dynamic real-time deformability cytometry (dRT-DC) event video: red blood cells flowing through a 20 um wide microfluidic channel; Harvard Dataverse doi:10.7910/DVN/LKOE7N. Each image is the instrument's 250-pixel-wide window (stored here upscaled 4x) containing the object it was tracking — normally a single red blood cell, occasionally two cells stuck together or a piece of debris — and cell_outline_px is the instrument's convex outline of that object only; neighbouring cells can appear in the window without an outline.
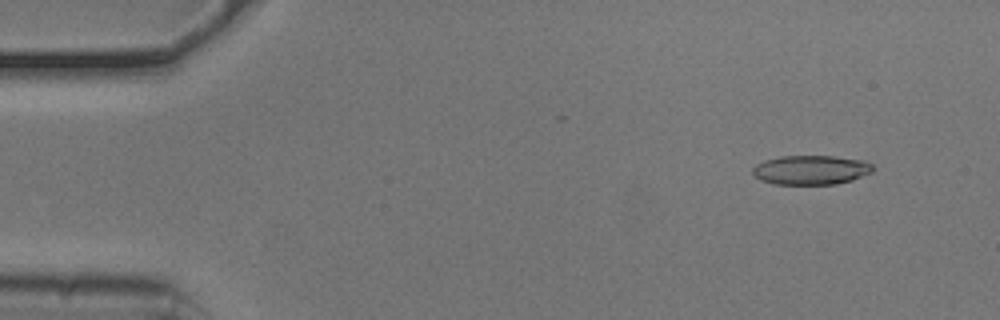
{"species": "common noctule bat (a hibernating species)", "species_latin": "Nyctalus noctula", "temperature_condition": "cold", "stored_images_in_passage": 49, "camera_frame_rate_fps": 3000, "um_per_image_px": 0.085, "animal": {"sex": "male", "body_mass_g": 20.5, "forearm_length_mm": 52.5}, "frame": {"image": 1, "passage_image": 1, "time_ms": 0.0, "image_size_px": [1000, 320], "cell_outline_px": [[876, 168], [872, 172], [852, 180], [836, 184], [772, 184], [760, 180], [752, 172], [752, 168], [756, 164], [764, 160], [780, 156], [836, 156], [864, 160], [872, 164]], "centroid_in_image_um": [68.95, 14.44], "position_along_channel_um": 16.1, "area_um2": 20.75}}
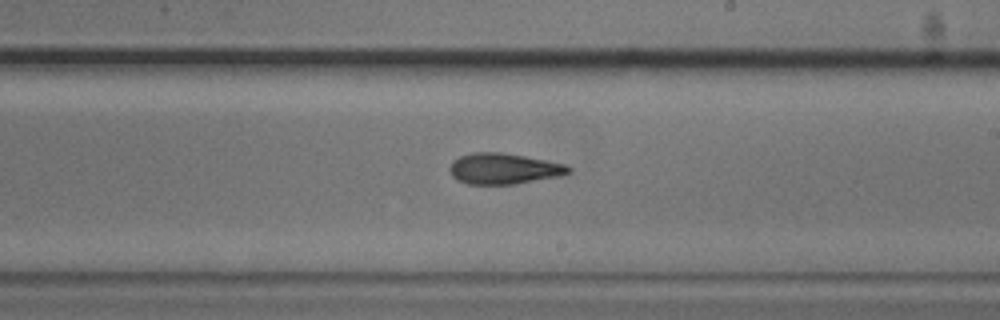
{"frame": {"image": 2, "passage_image": 27, "time_ms": 8.667, "image_size_px": [1000, 320], "cell_outline_px": [[572, 172], [560, 176], [516, 184], [468, 184], [452, 176], [448, 168], [452, 160], [460, 156], [472, 152], [504, 152], [564, 164], [572, 168]], "centroid_in_image_um": [42.81, 14.33], "position_along_channel_um": 246.2, "area_um2": 21.44}}
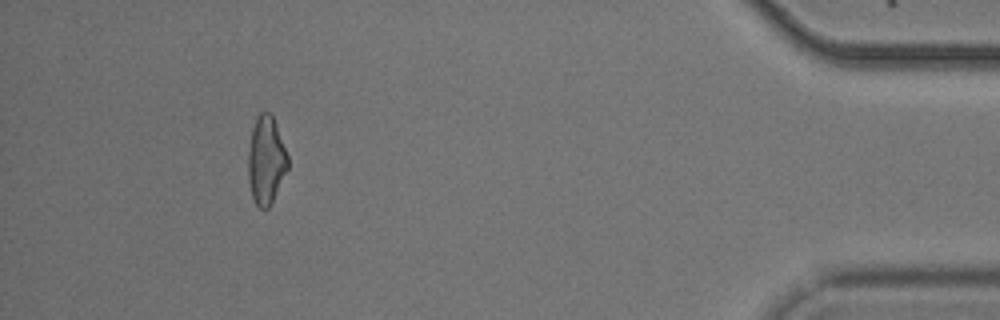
{"frame": {"image": 3, "passage_image": 45, "time_ms": 14.667, "image_size_px": [1000, 320], "cell_outline_px": [[288, 168], [268, 208], [260, 208], [256, 204], [252, 196], [248, 180], [248, 152], [252, 128], [256, 116], [260, 112], [272, 112], [288, 156]], "centroid_in_image_um": [22.6, 13.57], "position_along_channel_um": 412.6, "area_um2": 20.29}, "authors_computed_cell_mechanics": {"area_um2": 21.1548, "velocity_mm_per_s": 3.7866, "shape_relaxation_time_tau1_ms": null, "shape_relaxation_time_tau2_ms": 5.3187, "deformation_change_tau1": null, "deformation_change_tau2": 0.1535}}